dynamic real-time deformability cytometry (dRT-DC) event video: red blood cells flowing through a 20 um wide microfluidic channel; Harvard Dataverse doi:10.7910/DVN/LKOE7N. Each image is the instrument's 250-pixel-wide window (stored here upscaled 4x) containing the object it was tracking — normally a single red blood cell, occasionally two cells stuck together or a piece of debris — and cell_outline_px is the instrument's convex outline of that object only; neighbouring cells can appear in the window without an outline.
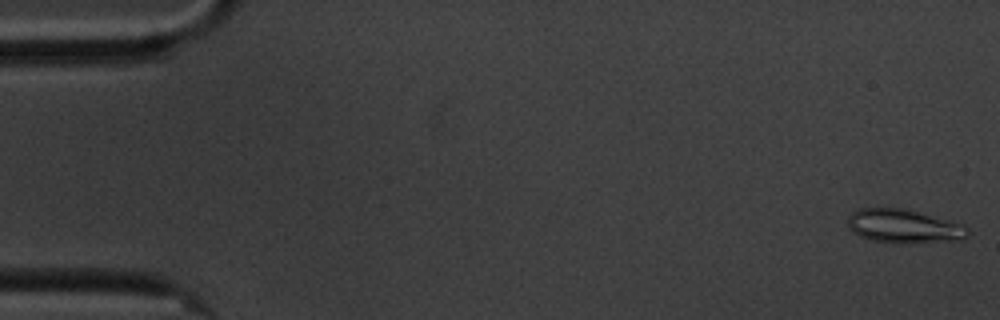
{"species": "common noctule bat (a hibernating species)", "species_latin": "Nyctalus noctula", "temperature_condition": "cold", "stored_images_in_passage": 11, "camera_frame_rate_fps": 3000, "um_per_image_px": 0.085, "animal": {"sex": "male", "body_mass_g": 20.1, "forearm_length_mm": 53.5}, "frame": {"image": 1, "passage_image": 1, "time_ms": 0.0, "image_size_px": [1000, 320], "cell_outline_px": [[972, 232], [964, 240], [900, 244], [892, 244], [868, 240], [860, 236], [848, 224], [848, 216], [852, 212], [860, 208], [904, 208], [964, 224]], "centroid_in_image_um": [76.89, 19.25], "position_along_channel_um": 8.1, "area_um2": 24.04}}